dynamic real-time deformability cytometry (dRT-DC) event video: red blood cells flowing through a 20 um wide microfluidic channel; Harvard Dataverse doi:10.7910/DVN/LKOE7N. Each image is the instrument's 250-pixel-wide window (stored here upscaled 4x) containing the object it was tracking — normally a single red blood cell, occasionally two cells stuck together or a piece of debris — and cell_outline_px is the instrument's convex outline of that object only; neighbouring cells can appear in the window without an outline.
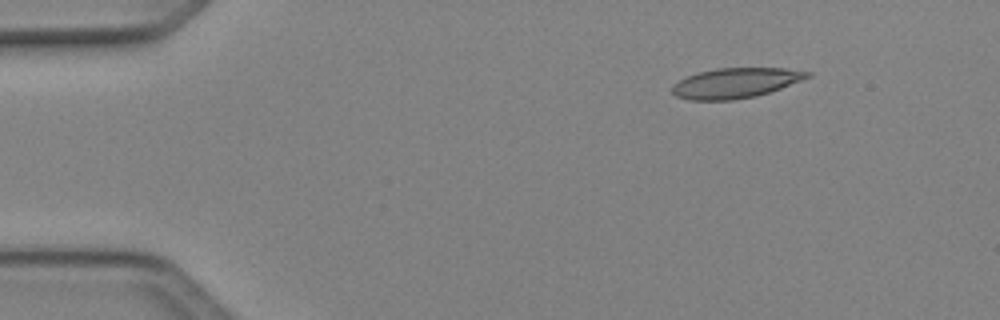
{"species": "Egyptian fruit bat (a non-hibernating species)", "species_latin": "Rousettus aegyptiacus", "temperature_condition": "cold", "stored_images_in_passage": 44, "camera_frame_rate_fps": 3000, "um_per_image_px": 0.085, "animal": {"sex": "female"}, "frame": {"image": 1, "passage_image": 1, "time_ms": 0.0, "image_size_px": [1000, 320], "cell_outline_px": [[812, 76], [780, 88], [756, 96], [732, 100], [688, 100], [676, 96], [672, 92], [672, 84], [696, 72], [716, 68], [784, 68], [812, 72]], "centroid_in_image_um": [62.5, 7.05], "position_along_channel_um": 22.5, "area_um2": 23.7}}
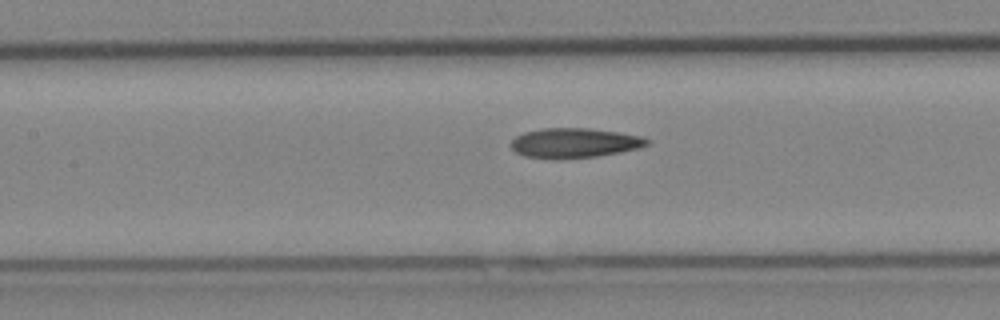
{"frame": {"image": 2, "passage_image": 17, "time_ms": 5.333, "image_size_px": [1000, 320], "cell_outline_px": [[652, 140], [648, 144], [640, 148], [620, 152], [596, 156], [556, 160], [552, 160], [524, 156], [516, 152], [512, 148], [512, 140], [516, 136], [524, 132], [544, 128], [588, 128], [616, 132], [640, 136]], "centroid_in_image_um": [48.81, 12.16], "position_along_channel_um": 158.6, "area_um2": 23.7}}
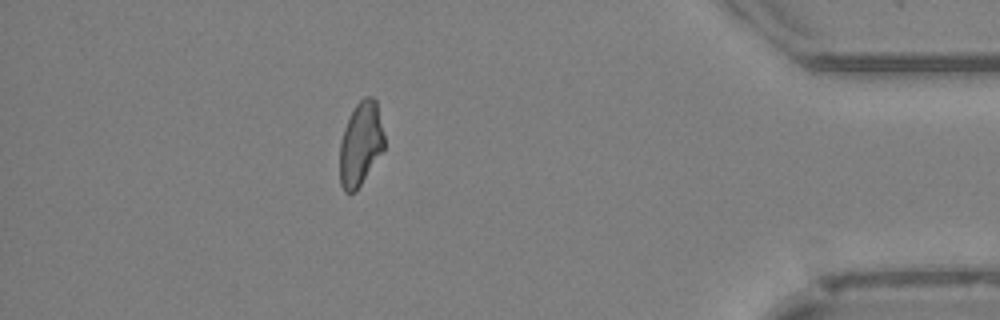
{"frame": {"image": 3, "passage_image": 38, "time_ms": 12.333, "image_size_px": [1000, 320], "cell_outline_px": [[384, 148], [356, 192], [344, 192], [340, 184], [340, 140], [344, 128], [356, 104], [364, 96], [372, 96], [376, 100], [384, 136]], "centroid_in_image_um": [30.64, 12.24], "position_along_channel_um": 404.6, "area_um2": 21.56}, "authors_computed_cell_mechanics": {"area_um2": 23.0911, "velocity_mm_per_s": 4.138, "shape_relaxation_time_tau1_ms": null, "shape_relaxation_time_tau2_ms": 5.451, "deformation_change_tau1": null, "deformation_change_tau2": 0.151}}